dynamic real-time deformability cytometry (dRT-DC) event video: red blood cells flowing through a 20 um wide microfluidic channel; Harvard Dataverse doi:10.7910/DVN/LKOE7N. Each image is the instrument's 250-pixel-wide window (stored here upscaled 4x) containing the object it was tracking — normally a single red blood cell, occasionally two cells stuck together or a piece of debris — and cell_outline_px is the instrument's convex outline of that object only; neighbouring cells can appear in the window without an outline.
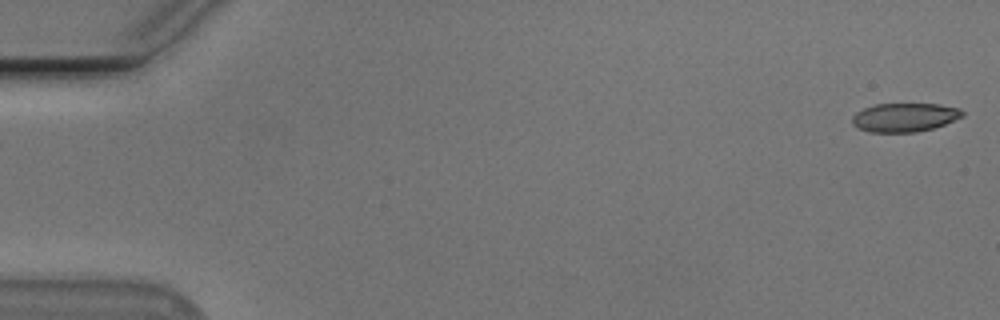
{"species": "Egyptian fruit bat (a non-hibernating species)", "species_latin": "Rousettus aegyptiacus", "temperature_condition": "cold", "stored_images_in_passage": 17, "camera_frame_rate_fps": 3000, "um_per_image_px": 0.085, "animal": {"sex": "male"}, "frame": {"image": 1, "passage_image": 1, "time_ms": 0.0, "image_size_px": [1000, 320], "cell_outline_px": [[964, 116], [944, 124], [932, 128], [916, 132], [868, 132], [852, 124], [852, 116], [856, 112], [864, 108], [876, 104], [940, 104], [960, 108], [964, 112]], "centroid_in_image_um": [76.9, 9.97], "position_along_channel_um": 8.1, "area_um2": 18.44}}
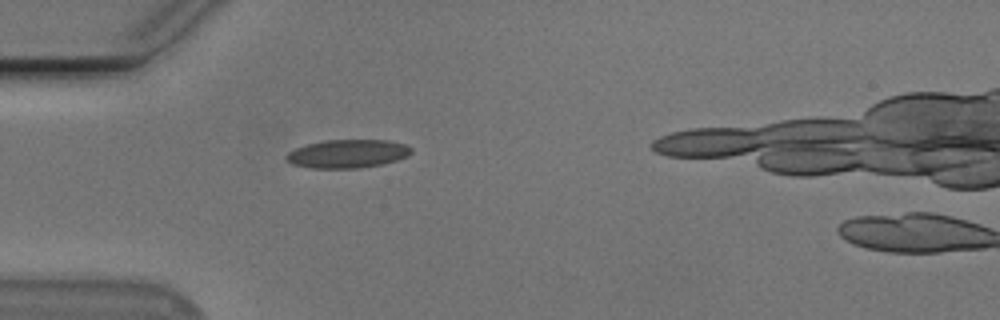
{"frame": {"image": 2, "passage_image": 16, "time_ms": 5.0, "image_size_px": [1000, 320], "cell_outline_px": [[412, 152], [408, 156], [384, 164], [360, 168], [308, 168], [292, 164], [284, 160], [284, 156], [288, 152], [296, 148], [308, 144], [324, 140], [388, 140], [404, 144], [412, 148]], "centroid_in_image_um": [29.52, 13.07], "position_along_channel_um": 55.5, "area_um2": 20.87}}